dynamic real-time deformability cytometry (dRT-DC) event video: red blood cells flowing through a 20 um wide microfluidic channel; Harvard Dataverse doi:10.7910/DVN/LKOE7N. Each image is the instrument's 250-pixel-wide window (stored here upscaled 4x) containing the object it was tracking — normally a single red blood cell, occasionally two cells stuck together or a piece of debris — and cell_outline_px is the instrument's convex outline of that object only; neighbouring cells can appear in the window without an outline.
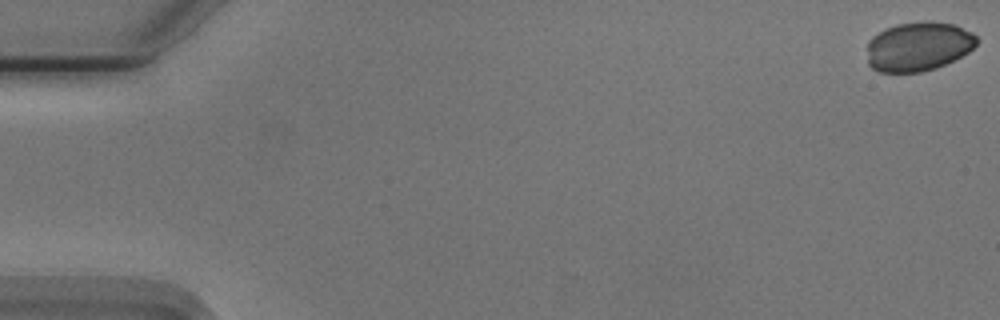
{"species": "Egyptian fruit bat (a non-hibernating species)", "species_latin": "Rousettus aegyptiacus", "temperature_condition": "cold", "stored_images_in_passage": 56, "camera_frame_rate_fps": 3000, "um_per_image_px": 0.085, "animal": {"sex": "male"}, "frame": {"image": 1, "passage_image": 1, "time_ms": 0.0, "image_size_px": [1000, 320], "cell_outline_px": [[980, 40], [968, 52], [936, 68], [920, 72], [880, 72], [872, 68], [868, 64], [868, 40], [872, 36], [896, 24], [928, 20], [956, 24], [972, 32]], "centroid_in_image_um": [78.07, 3.93], "position_along_channel_um": 6.9, "area_um2": 31.56}}
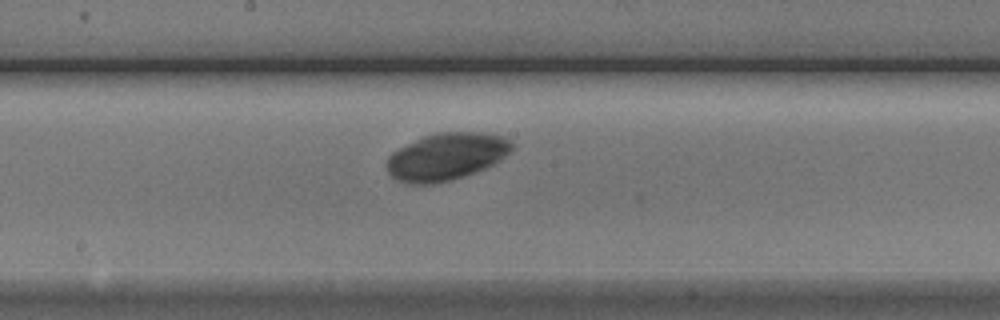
{"frame": {"image": 2, "passage_image": 30, "time_ms": 9.667, "image_size_px": [1000, 320], "cell_outline_px": [[512, 148], [500, 160], [484, 168], [448, 180], [432, 184], [408, 184], [396, 180], [388, 172], [388, 156], [392, 152], [424, 136], [436, 132], [484, 132], [504, 136], [512, 144]], "centroid_in_image_um": [37.92, 13.29], "position_along_channel_um": 210.3, "area_um2": 33.87}}
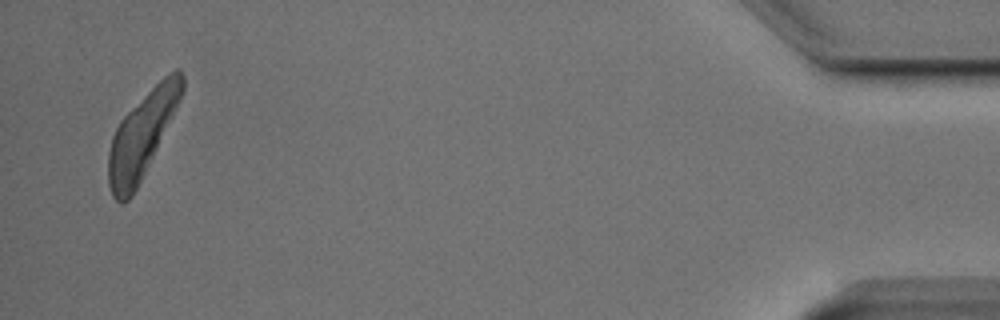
{"frame": {"image": 3, "passage_image": 54, "time_ms": 17.667, "image_size_px": [1000, 320], "cell_outline_px": [[184, 92], [132, 196], [124, 204], [120, 204], [112, 196], [108, 184], [108, 152], [112, 136], [120, 120], [164, 76], [176, 68], [180, 68], [184, 76]], "centroid_in_image_um": [12.05, 11.48], "position_along_channel_um": 423.2, "area_um2": 35.6}}